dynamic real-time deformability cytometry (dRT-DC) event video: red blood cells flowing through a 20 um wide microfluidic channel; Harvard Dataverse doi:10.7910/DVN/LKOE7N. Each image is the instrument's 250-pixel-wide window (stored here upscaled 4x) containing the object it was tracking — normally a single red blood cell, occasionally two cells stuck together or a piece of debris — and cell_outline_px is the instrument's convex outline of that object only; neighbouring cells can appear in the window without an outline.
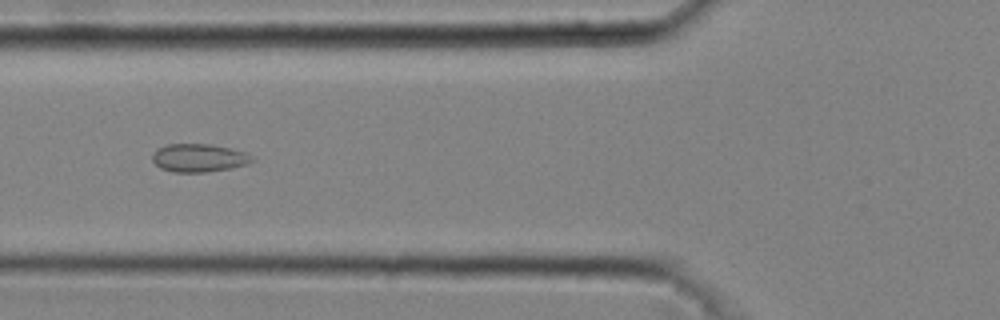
{"species": "common noctule bat (a hibernating species)", "species_latin": "Nyctalus noctula", "temperature_condition": "cold", "stored_images_in_passage": 45, "camera_frame_rate_fps": 3000, "um_per_image_px": 0.085, "animal": {"sex": "male", "body_mass_g": 20.4}, "frame": {"image": 1, "passage_image": 17, "time_ms": 5.333, "image_size_px": [1000, 320], "cell_outline_px": [[256, 160], [248, 164], [232, 168], [204, 172], [172, 172], [160, 168], [152, 160], [152, 152], [168, 144], [212, 144], [232, 148], [248, 152]], "centroid_in_image_um": [16.95, 13.42], "position_along_channel_um": 108.8, "area_um2": 16.59}}
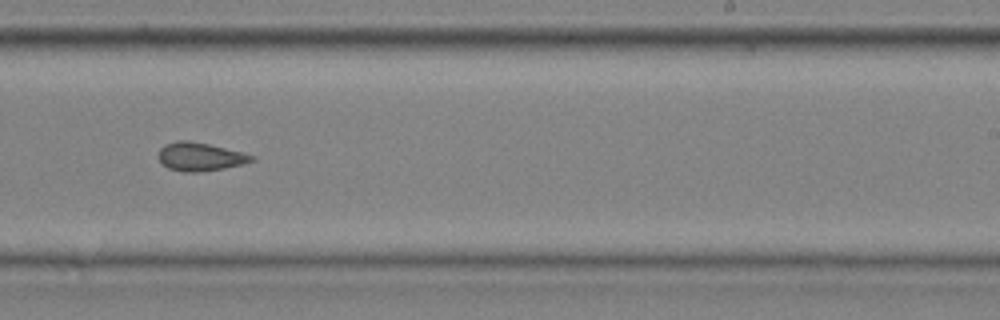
{"frame": {"image": 2, "passage_image": 29, "time_ms": 9.333, "image_size_px": [1000, 320], "cell_outline_px": [[256, 160], [244, 164], [224, 168], [200, 172], [184, 172], [168, 168], [156, 156], [160, 148], [164, 144], [176, 140], [188, 140], [208, 144], [256, 156]], "centroid_in_image_um": [16.99, 13.32], "position_along_channel_um": 272.0, "area_um2": 15.49}}
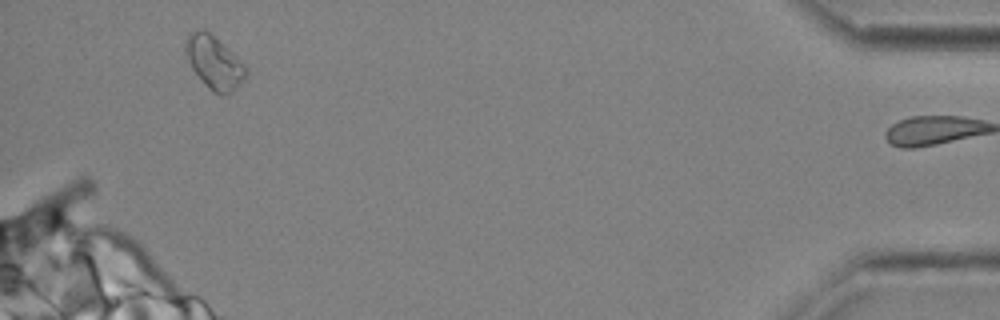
{"frame": {"image": 3, "passage_image": 44, "time_ms": 14.333, "image_size_px": [1000, 320], "cell_outline_px": [[248, 76], [232, 92], [224, 96], [220, 96], [212, 92], [208, 88], [192, 68], [188, 60], [184, 48], [184, 44], [188, 36], [192, 32], [200, 28], [208, 32], [224, 44], [248, 68]], "centroid_in_image_um": [18.23, 5.34], "position_along_channel_um": 417.0, "area_um2": 18.67}, "authors_computed_cell_mechanics": {"area_um2": 16.0106, "velocity_mm_per_s": 4.0873, "shape_relaxation_time_tau1_ms": null, "shape_relaxation_time_tau2_ms": 2.256, "deformation_change_tau1": null, "deformation_change_tau2": 0.0621}}